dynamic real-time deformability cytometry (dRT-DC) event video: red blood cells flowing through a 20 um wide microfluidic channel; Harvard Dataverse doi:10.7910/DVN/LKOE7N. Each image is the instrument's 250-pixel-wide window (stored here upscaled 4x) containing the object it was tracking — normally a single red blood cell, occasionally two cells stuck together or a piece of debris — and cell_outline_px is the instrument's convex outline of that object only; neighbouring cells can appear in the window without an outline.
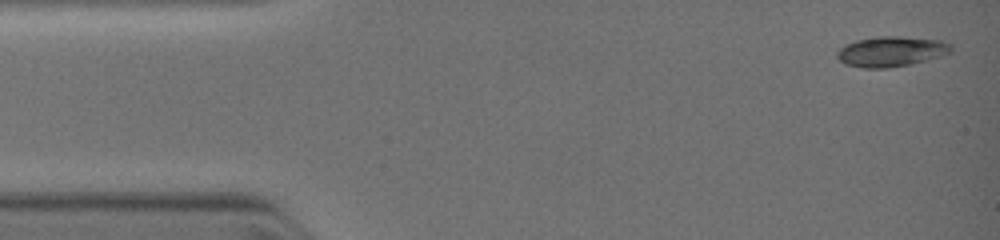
{"species": "common noctule bat (a hibernating species)", "species_latin": "Nyctalus noctula", "temperature_condition": "warm", "stored_images_in_passage": 54, "camera_frame_rate_fps": 3000, "um_per_image_px": 0.085, "animal": {"sex": "female", "body_mass_g": 19.0, "forearm_length_mm": 51.5}, "frame": {"image": 1, "passage_image": 1, "time_ms": 0.0, "image_size_px": [1000, 240], "cell_outline_px": [[952, 52], [940, 56], [912, 64], [888, 68], [864, 68], [844, 64], [836, 56], [836, 52], [840, 48], [856, 40], [876, 36], [900, 36], [940, 40], [952, 44]], "centroid_in_image_um": [75.76, 4.38], "position_along_channel_um": 9.2, "area_um2": 20.17}}
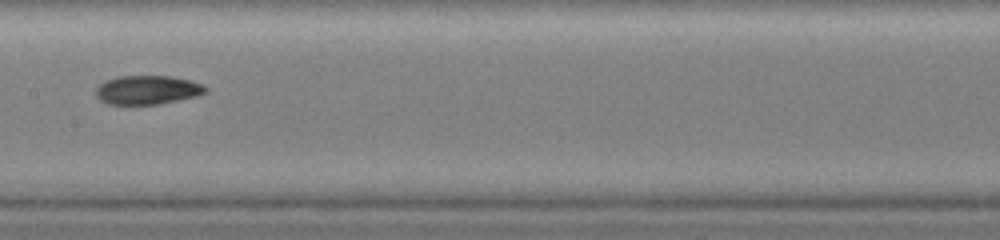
{"frame": {"image": 2, "passage_image": 26, "time_ms": 5.667, "image_size_px": [1000, 240], "cell_outline_px": [[208, 92], [196, 96], [156, 104], [108, 104], [100, 100], [96, 96], [96, 88], [104, 80], [120, 76], [172, 76], [192, 80], [208, 88]], "centroid_in_image_um": [12.53, 7.63], "position_along_channel_um": 194.9, "area_um2": 18.44}}
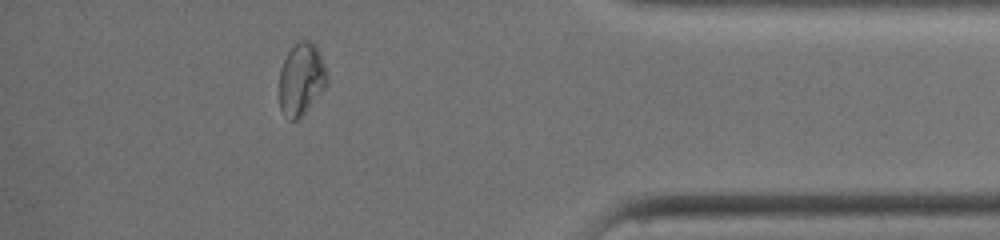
{"frame": {"image": 3, "passage_image": 46, "time_ms": 10.333, "image_size_px": [1000, 240], "cell_outline_px": [[328, 84], [304, 112], [296, 120], [288, 120], [284, 116], [280, 108], [280, 68], [288, 52], [300, 40], [308, 40], [316, 44], [320, 52], [328, 76]], "centroid_in_image_um": [25.62, 6.71], "position_along_channel_um": 409.6, "area_um2": 20.0}}